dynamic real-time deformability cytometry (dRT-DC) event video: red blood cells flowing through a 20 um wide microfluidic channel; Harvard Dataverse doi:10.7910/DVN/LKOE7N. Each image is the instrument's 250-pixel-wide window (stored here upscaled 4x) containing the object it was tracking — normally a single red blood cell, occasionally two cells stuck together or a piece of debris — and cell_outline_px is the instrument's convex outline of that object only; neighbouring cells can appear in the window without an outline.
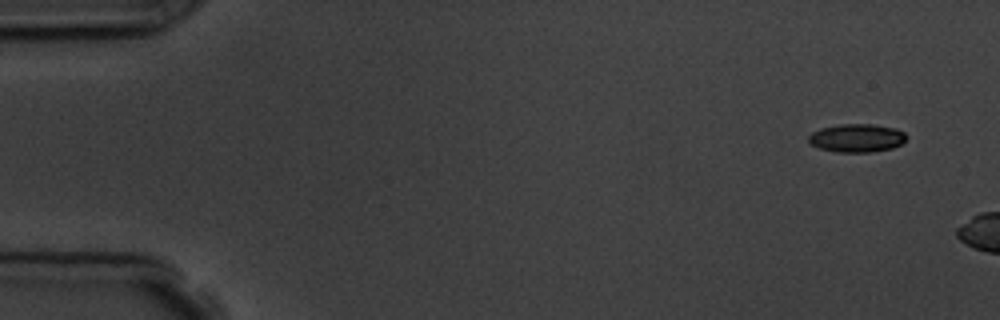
{"species": "common noctule bat (a hibernating species)", "species_latin": "Nyctalus noctula", "temperature_condition": "room temperature", "stored_images_in_passage": 2, "camera_frame_rate_fps": 3000, "um_per_image_px": 0.085, "animal": {"sex": "male", "body_mass_g": 19.5, "forearm_length_mm": 54.6}, "frame": {"image": 1, "passage_image": 1, "time_ms": 0.0, "image_size_px": [1000, 320], "cell_outline_px": [[908, 136], [900, 144], [892, 148], [868, 152], [836, 152], [820, 148], [812, 144], [808, 140], [808, 136], [812, 132], [820, 128], [840, 124], [872, 124], [896, 128], [904, 132]], "centroid_in_image_um": [72.83, 11.72], "position_along_channel_um": 12.2, "area_um2": 16.07}}